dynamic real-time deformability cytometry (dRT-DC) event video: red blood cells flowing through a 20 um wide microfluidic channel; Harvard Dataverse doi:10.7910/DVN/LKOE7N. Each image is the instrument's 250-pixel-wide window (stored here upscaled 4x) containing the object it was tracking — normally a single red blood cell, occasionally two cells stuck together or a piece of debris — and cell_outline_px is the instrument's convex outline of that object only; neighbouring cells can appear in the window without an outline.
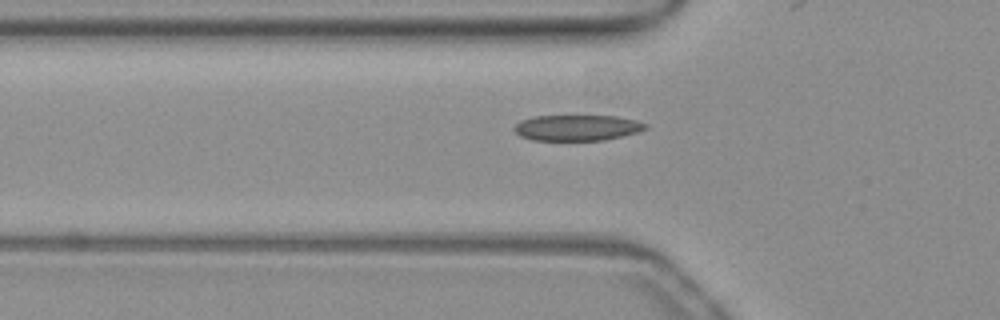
{"species": "common noctule bat (a hibernating species)", "species_latin": "Nyctalus noctula", "temperature_condition": "warm", "stored_images_in_passage": 34, "camera_frame_rate_fps": 3000, "um_per_image_px": 0.085, "animal": {"sex": "female", "body_mass_g": 19.3, "forearm_length_mm": 54.1}, "frame": {"image": 1, "passage_image": 5, "time_ms": 1.333, "image_size_px": [1000, 320], "cell_outline_px": [[648, 128], [636, 132], [604, 140], [532, 140], [520, 136], [512, 128], [520, 120], [532, 116], [616, 116], [636, 120], [648, 124]], "centroid_in_image_um": [49.03, 10.85], "position_along_channel_um": 76.8, "area_um2": 19.71}}
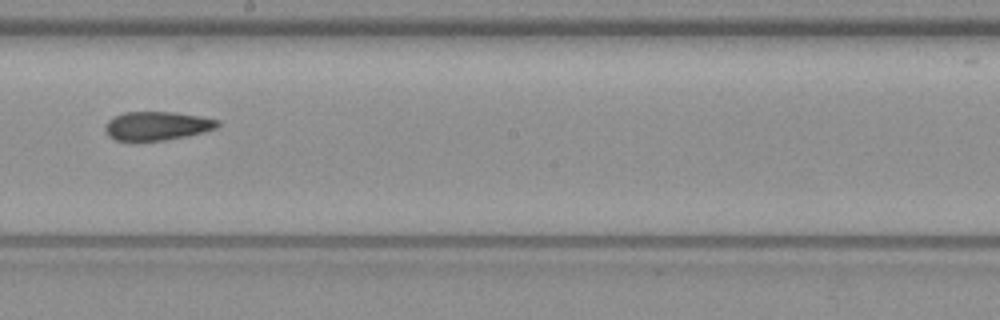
{"frame": {"image": 2, "passage_image": 17, "time_ms": 5.333, "image_size_px": [1000, 320], "cell_outline_px": [[220, 124], [216, 128], [184, 136], [164, 140], [116, 140], [108, 136], [104, 128], [104, 124], [112, 116], [124, 112], [172, 112], [200, 116], [220, 120]], "centroid_in_image_um": [13.3, 10.68], "position_along_channel_um": 234.9, "area_um2": 18.67}}
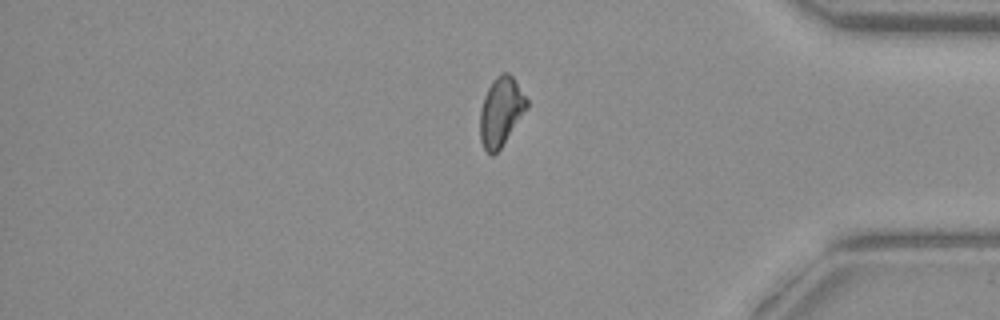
{"frame": {"image": 3, "passage_image": 31, "time_ms": 10.0, "image_size_px": [1000, 320], "cell_outline_px": [[528, 108], [500, 148], [492, 156], [484, 148], [480, 140], [480, 108], [484, 96], [492, 80], [500, 72], [508, 72], [512, 76], [528, 100]], "centroid_in_image_um": [42.57, 9.46], "position_along_channel_um": 392.6, "area_um2": 18.73}}